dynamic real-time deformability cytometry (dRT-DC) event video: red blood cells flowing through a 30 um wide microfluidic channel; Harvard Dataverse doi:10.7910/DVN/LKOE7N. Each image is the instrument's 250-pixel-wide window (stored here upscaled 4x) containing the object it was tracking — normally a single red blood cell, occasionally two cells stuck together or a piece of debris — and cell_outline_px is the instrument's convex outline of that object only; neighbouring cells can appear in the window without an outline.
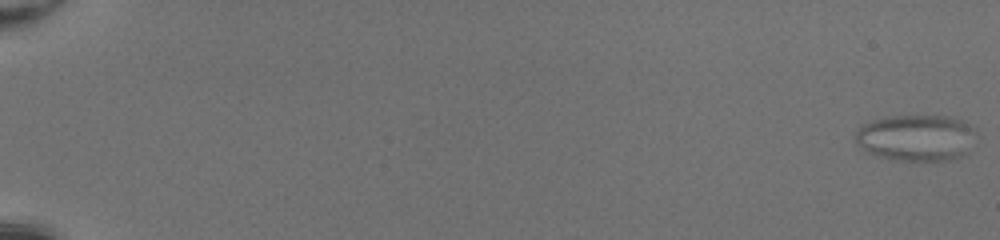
{"species": "common noctule bat (a hibernating species)", "species_latin": "Nyctalus noctula", "temperature_condition": "room temperature", "stored_images_in_passage": 52, "camera_frame_rate_fps": 3000, "um_per_image_px": 0.085, "animal": {"sex": "female", "body_mass_g": 20.0, "forearm_length_mm": 54.0}, "frame": {"image": 1, "passage_image": 1, "time_ms": 0.0, "image_size_px": [1000, 240], "cell_outline_px": [[980, 136], [968, 152], [964, 156], [952, 160], [892, 160], [876, 156], [868, 152], [856, 140], [856, 132], [864, 124], [872, 120], [888, 116], [952, 116], [964, 120], [976, 128]], "centroid_in_image_um": [78.02, 11.7], "position_along_channel_um": 7.0, "area_um2": 33.29}}
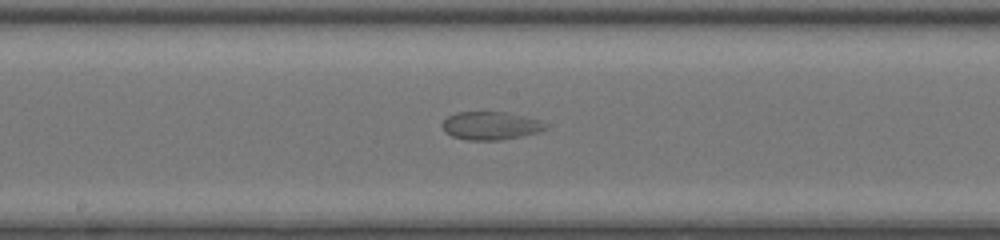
{"frame": {"image": 2, "passage_image": 31, "time_ms": 10.0, "image_size_px": [1000, 240], "cell_outline_px": [[548, 128], [540, 132], [504, 140], [468, 140], [452, 136], [444, 132], [440, 124], [448, 116], [456, 112], [504, 112], [540, 120], [548, 124]], "centroid_in_image_um": [41.7, 10.69], "position_along_channel_um": 206.5, "area_um2": 17.11}}
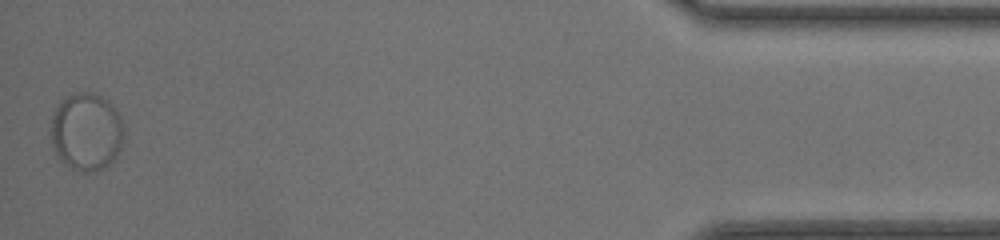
{"frame": {"image": 3, "passage_image": 52, "time_ms": 17.0, "image_size_px": [1000, 240], "cell_outline_px": [[124, 136], [120, 148], [116, 156], [104, 168], [92, 172], [84, 172], [72, 168], [64, 164], [56, 152], [52, 144], [52, 116], [56, 104], [60, 100], [76, 92], [92, 92], [108, 100], [120, 112], [124, 132]], "centroid_in_image_um": [7.36, 11.17], "position_along_channel_um": 427.8, "area_um2": 33.29}}